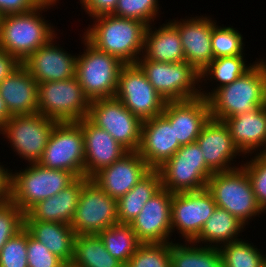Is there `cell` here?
I'll return each instance as SVG.
<instances>
[{
  "instance_id": "obj_1",
  "label": "cell",
  "mask_w": 266,
  "mask_h": 267,
  "mask_svg": "<svg viewBox=\"0 0 266 267\" xmlns=\"http://www.w3.org/2000/svg\"><path fill=\"white\" fill-rule=\"evenodd\" d=\"M83 37L100 51L117 57L124 64H136L143 53L147 25L141 21L102 14L90 18Z\"/></svg>"
},
{
  "instance_id": "obj_2",
  "label": "cell",
  "mask_w": 266,
  "mask_h": 267,
  "mask_svg": "<svg viewBox=\"0 0 266 267\" xmlns=\"http://www.w3.org/2000/svg\"><path fill=\"white\" fill-rule=\"evenodd\" d=\"M49 9H54V6L40 4L30 12L1 16L0 49L23 63L34 51L47 44L58 35L53 23L42 15Z\"/></svg>"
},
{
  "instance_id": "obj_3",
  "label": "cell",
  "mask_w": 266,
  "mask_h": 267,
  "mask_svg": "<svg viewBox=\"0 0 266 267\" xmlns=\"http://www.w3.org/2000/svg\"><path fill=\"white\" fill-rule=\"evenodd\" d=\"M260 58L242 76L220 87L207 99L211 119L223 121L264 106L265 59Z\"/></svg>"
},
{
  "instance_id": "obj_4",
  "label": "cell",
  "mask_w": 266,
  "mask_h": 267,
  "mask_svg": "<svg viewBox=\"0 0 266 267\" xmlns=\"http://www.w3.org/2000/svg\"><path fill=\"white\" fill-rule=\"evenodd\" d=\"M29 165V166H28ZM13 172L11 170L10 196L12 201L24 214L35 204L58 194L77 177L70 171L49 169L38 163Z\"/></svg>"
},
{
  "instance_id": "obj_5",
  "label": "cell",
  "mask_w": 266,
  "mask_h": 267,
  "mask_svg": "<svg viewBox=\"0 0 266 267\" xmlns=\"http://www.w3.org/2000/svg\"><path fill=\"white\" fill-rule=\"evenodd\" d=\"M206 188L213 196L217 207L225 209L247 226L252 220L260 217V214H266L256 200L243 166L213 173Z\"/></svg>"
},
{
  "instance_id": "obj_6",
  "label": "cell",
  "mask_w": 266,
  "mask_h": 267,
  "mask_svg": "<svg viewBox=\"0 0 266 267\" xmlns=\"http://www.w3.org/2000/svg\"><path fill=\"white\" fill-rule=\"evenodd\" d=\"M82 38L85 47L77 54L76 77L85 95L90 101L115 97L119 72L124 63L95 48L83 35Z\"/></svg>"
},
{
  "instance_id": "obj_7",
  "label": "cell",
  "mask_w": 266,
  "mask_h": 267,
  "mask_svg": "<svg viewBox=\"0 0 266 267\" xmlns=\"http://www.w3.org/2000/svg\"><path fill=\"white\" fill-rule=\"evenodd\" d=\"M38 113L62 122H78L88 116L91 101L77 77L38 84Z\"/></svg>"
},
{
  "instance_id": "obj_8",
  "label": "cell",
  "mask_w": 266,
  "mask_h": 267,
  "mask_svg": "<svg viewBox=\"0 0 266 267\" xmlns=\"http://www.w3.org/2000/svg\"><path fill=\"white\" fill-rule=\"evenodd\" d=\"M136 64L166 101L187 100L201 96L200 73L186 61L155 62L141 55Z\"/></svg>"
},
{
  "instance_id": "obj_9",
  "label": "cell",
  "mask_w": 266,
  "mask_h": 267,
  "mask_svg": "<svg viewBox=\"0 0 266 267\" xmlns=\"http://www.w3.org/2000/svg\"><path fill=\"white\" fill-rule=\"evenodd\" d=\"M157 170L160 172L162 188L173 193L205 189L214 173L206 165L197 142L182 145Z\"/></svg>"
},
{
  "instance_id": "obj_10",
  "label": "cell",
  "mask_w": 266,
  "mask_h": 267,
  "mask_svg": "<svg viewBox=\"0 0 266 267\" xmlns=\"http://www.w3.org/2000/svg\"><path fill=\"white\" fill-rule=\"evenodd\" d=\"M57 123L39 113L12 116L0 129V135L9 141V146L20 160L28 164L37 163Z\"/></svg>"
},
{
  "instance_id": "obj_11",
  "label": "cell",
  "mask_w": 266,
  "mask_h": 267,
  "mask_svg": "<svg viewBox=\"0 0 266 267\" xmlns=\"http://www.w3.org/2000/svg\"><path fill=\"white\" fill-rule=\"evenodd\" d=\"M38 164L84 176V135L78 122L57 123Z\"/></svg>"
},
{
  "instance_id": "obj_12",
  "label": "cell",
  "mask_w": 266,
  "mask_h": 267,
  "mask_svg": "<svg viewBox=\"0 0 266 267\" xmlns=\"http://www.w3.org/2000/svg\"><path fill=\"white\" fill-rule=\"evenodd\" d=\"M117 224V200L105 193L91 178H87L71 223L75 235L99 234Z\"/></svg>"
},
{
  "instance_id": "obj_13",
  "label": "cell",
  "mask_w": 266,
  "mask_h": 267,
  "mask_svg": "<svg viewBox=\"0 0 266 267\" xmlns=\"http://www.w3.org/2000/svg\"><path fill=\"white\" fill-rule=\"evenodd\" d=\"M87 118L106 130L128 151H138L142 120L115 97L91 101Z\"/></svg>"
},
{
  "instance_id": "obj_14",
  "label": "cell",
  "mask_w": 266,
  "mask_h": 267,
  "mask_svg": "<svg viewBox=\"0 0 266 267\" xmlns=\"http://www.w3.org/2000/svg\"><path fill=\"white\" fill-rule=\"evenodd\" d=\"M115 98L142 121L161 115L167 103L137 64L122 66Z\"/></svg>"
},
{
  "instance_id": "obj_15",
  "label": "cell",
  "mask_w": 266,
  "mask_h": 267,
  "mask_svg": "<svg viewBox=\"0 0 266 267\" xmlns=\"http://www.w3.org/2000/svg\"><path fill=\"white\" fill-rule=\"evenodd\" d=\"M216 207L213 196L207 188L173 193L171 203L172 233L177 231L175 233H178V237H182L183 241H193Z\"/></svg>"
},
{
  "instance_id": "obj_16",
  "label": "cell",
  "mask_w": 266,
  "mask_h": 267,
  "mask_svg": "<svg viewBox=\"0 0 266 267\" xmlns=\"http://www.w3.org/2000/svg\"><path fill=\"white\" fill-rule=\"evenodd\" d=\"M172 197L173 192L161 188L129 224L141 243L175 242V239H171Z\"/></svg>"
},
{
  "instance_id": "obj_17",
  "label": "cell",
  "mask_w": 266,
  "mask_h": 267,
  "mask_svg": "<svg viewBox=\"0 0 266 267\" xmlns=\"http://www.w3.org/2000/svg\"><path fill=\"white\" fill-rule=\"evenodd\" d=\"M169 20L178 30L185 54V61L201 73L214 59L211 34L217 20L206 14Z\"/></svg>"
},
{
  "instance_id": "obj_18",
  "label": "cell",
  "mask_w": 266,
  "mask_h": 267,
  "mask_svg": "<svg viewBox=\"0 0 266 267\" xmlns=\"http://www.w3.org/2000/svg\"><path fill=\"white\" fill-rule=\"evenodd\" d=\"M55 35L47 44L34 51L21 63L39 83L66 80L76 76V53L61 47ZM64 49V50H63Z\"/></svg>"
},
{
  "instance_id": "obj_19",
  "label": "cell",
  "mask_w": 266,
  "mask_h": 267,
  "mask_svg": "<svg viewBox=\"0 0 266 267\" xmlns=\"http://www.w3.org/2000/svg\"><path fill=\"white\" fill-rule=\"evenodd\" d=\"M196 142L203 152L206 165L214 173L229 171L242 166L238 162L235 164V162L238 157L244 155L233 143L228 127L223 121L210 118L203 126Z\"/></svg>"
},
{
  "instance_id": "obj_20",
  "label": "cell",
  "mask_w": 266,
  "mask_h": 267,
  "mask_svg": "<svg viewBox=\"0 0 266 267\" xmlns=\"http://www.w3.org/2000/svg\"><path fill=\"white\" fill-rule=\"evenodd\" d=\"M162 115L174 127L175 139L181 146L196 142L203 126L211 118L209 102L202 96L167 101Z\"/></svg>"
},
{
  "instance_id": "obj_21",
  "label": "cell",
  "mask_w": 266,
  "mask_h": 267,
  "mask_svg": "<svg viewBox=\"0 0 266 267\" xmlns=\"http://www.w3.org/2000/svg\"><path fill=\"white\" fill-rule=\"evenodd\" d=\"M151 170L138 151H128L118 161L97 172L91 179L105 193L118 200Z\"/></svg>"
},
{
  "instance_id": "obj_22",
  "label": "cell",
  "mask_w": 266,
  "mask_h": 267,
  "mask_svg": "<svg viewBox=\"0 0 266 267\" xmlns=\"http://www.w3.org/2000/svg\"><path fill=\"white\" fill-rule=\"evenodd\" d=\"M180 147L174 127L162 114L142 121L138 153L151 169L161 167Z\"/></svg>"
},
{
  "instance_id": "obj_23",
  "label": "cell",
  "mask_w": 266,
  "mask_h": 267,
  "mask_svg": "<svg viewBox=\"0 0 266 267\" xmlns=\"http://www.w3.org/2000/svg\"><path fill=\"white\" fill-rule=\"evenodd\" d=\"M84 135V176L92 178L104 167L118 161L128 150L106 130L94 125L87 117L78 121Z\"/></svg>"
},
{
  "instance_id": "obj_24",
  "label": "cell",
  "mask_w": 266,
  "mask_h": 267,
  "mask_svg": "<svg viewBox=\"0 0 266 267\" xmlns=\"http://www.w3.org/2000/svg\"><path fill=\"white\" fill-rule=\"evenodd\" d=\"M38 82L21 64L0 83V96L11 116L38 113Z\"/></svg>"
},
{
  "instance_id": "obj_25",
  "label": "cell",
  "mask_w": 266,
  "mask_h": 267,
  "mask_svg": "<svg viewBox=\"0 0 266 267\" xmlns=\"http://www.w3.org/2000/svg\"><path fill=\"white\" fill-rule=\"evenodd\" d=\"M86 179L85 176L77 177L58 194L43 199L35 204L26 214H24V221L71 224Z\"/></svg>"
},
{
  "instance_id": "obj_26",
  "label": "cell",
  "mask_w": 266,
  "mask_h": 267,
  "mask_svg": "<svg viewBox=\"0 0 266 267\" xmlns=\"http://www.w3.org/2000/svg\"><path fill=\"white\" fill-rule=\"evenodd\" d=\"M233 143L244 155L259 153L266 142V108L260 106L223 120Z\"/></svg>"
},
{
  "instance_id": "obj_27",
  "label": "cell",
  "mask_w": 266,
  "mask_h": 267,
  "mask_svg": "<svg viewBox=\"0 0 266 267\" xmlns=\"http://www.w3.org/2000/svg\"><path fill=\"white\" fill-rule=\"evenodd\" d=\"M167 21L159 25L158 29L153 27L154 23L147 26L142 56L155 62L185 61L180 34L176 27Z\"/></svg>"
},
{
  "instance_id": "obj_28",
  "label": "cell",
  "mask_w": 266,
  "mask_h": 267,
  "mask_svg": "<svg viewBox=\"0 0 266 267\" xmlns=\"http://www.w3.org/2000/svg\"><path fill=\"white\" fill-rule=\"evenodd\" d=\"M24 228L38 241L42 242L50 252L65 264H71L75 233L71 224L44 221H24Z\"/></svg>"
},
{
  "instance_id": "obj_29",
  "label": "cell",
  "mask_w": 266,
  "mask_h": 267,
  "mask_svg": "<svg viewBox=\"0 0 266 267\" xmlns=\"http://www.w3.org/2000/svg\"><path fill=\"white\" fill-rule=\"evenodd\" d=\"M245 227L246 225L236 216L225 209L216 207L192 242L206 247L219 248L226 243L241 239L238 237L246 231Z\"/></svg>"
},
{
  "instance_id": "obj_30",
  "label": "cell",
  "mask_w": 266,
  "mask_h": 267,
  "mask_svg": "<svg viewBox=\"0 0 266 267\" xmlns=\"http://www.w3.org/2000/svg\"><path fill=\"white\" fill-rule=\"evenodd\" d=\"M245 58V55L214 58L200 73V95L203 98L208 99L217 89L231 84L233 81L247 72L255 62L253 61L252 63L250 62L248 64L246 63L248 61ZM209 82H211L212 85ZM206 83L207 85L210 84V86H213L214 84L217 87L214 86V88L212 87V90L211 88L207 90L210 86H204Z\"/></svg>"
},
{
  "instance_id": "obj_31",
  "label": "cell",
  "mask_w": 266,
  "mask_h": 267,
  "mask_svg": "<svg viewBox=\"0 0 266 267\" xmlns=\"http://www.w3.org/2000/svg\"><path fill=\"white\" fill-rule=\"evenodd\" d=\"M162 188L158 170H151L128 193L117 200L118 223L130 224L145 203Z\"/></svg>"
},
{
  "instance_id": "obj_32",
  "label": "cell",
  "mask_w": 266,
  "mask_h": 267,
  "mask_svg": "<svg viewBox=\"0 0 266 267\" xmlns=\"http://www.w3.org/2000/svg\"><path fill=\"white\" fill-rule=\"evenodd\" d=\"M71 264L75 267H124L106 250L98 234L75 236Z\"/></svg>"
},
{
  "instance_id": "obj_33",
  "label": "cell",
  "mask_w": 266,
  "mask_h": 267,
  "mask_svg": "<svg viewBox=\"0 0 266 267\" xmlns=\"http://www.w3.org/2000/svg\"><path fill=\"white\" fill-rule=\"evenodd\" d=\"M171 267H223L220 251L192 241L171 242Z\"/></svg>"
},
{
  "instance_id": "obj_34",
  "label": "cell",
  "mask_w": 266,
  "mask_h": 267,
  "mask_svg": "<svg viewBox=\"0 0 266 267\" xmlns=\"http://www.w3.org/2000/svg\"><path fill=\"white\" fill-rule=\"evenodd\" d=\"M106 250L124 266L142 244L129 224L113 225L99 234Z\"/></svg>"
},
{
  "instance_id": "obj_35",
  "label": "cell",
  "mask_w": 266,
  "mask_h": 267,
  "mask_svg": "<svg viewBox=\"0 0 266 267\" xmlns=\"http://www.w3.org/2000/svg\"><path fill=\"white\" fill-rule=\"evenodd\" d=\"M256 246L241 237L219 247L223 267H263L266 254Z\"/></svg>"
},
{
  "instance_id": "obj_36",
  "label": "cell",
  "mask_w": 266,
  "mask_h": 267,
  "mask_svg": "<svg viewBox=\"0 0 266 267\" xmlns=\"http://www.w3.org/2000/svg\"><path fill=\"white\" fill-rule=\"evenodd\" d=\"M243 34L233 26L216 24L212 29L211 46L214 58L247 55Z\"/></svg>"
},
{
  "instance_id": "obj_37",
  "label": "cell",
  "mask_w": 266,
  "mask_h": 267,
  "mask_svg": "<svg viewBox=\"0 0 266 267\" xmlns=\"http://www.w3.org/2000/svg\"><path fill=\"white\" fill-rule=\"evenodd\" d=\"M159 2V0H118L116 8L111 14L141 21L149 26L161 15L162 7Z\"/></svg>"
},
{
  "instance_id": "obj_38",
  "label": "cell",
  "mask_w": 266,
  "mask_h": 267,
  "mask_svg": "<svg viewBox=\"0 0 266 267\" xmlns=\"http://www.w3.org/2000/svg\"><path fill=\"white\" fill-rule=\"evenodd\" d=\"M171 242L142 243L124 267H171Z\"/></svg>"
},
{
  "instance_id": "obj_39",
  "label": "cell",
  "mask_w": 266,
  "mask_h": 267,
  "mask_svg": "<svg viewBox=\"0 0 266 267\" xmlns=\"http://www.w3.org/2000/svg\"><path fill=\"white\" fill-rule=\"evenodd\" d=\"M249 156L252 157L246 162L242 160L243 163H239L247 172L258 204L266 212V156L254 153L243 158Z\"/></svg>"
},
{
  "instance_id": "obj_40",
  "label": "cell",
  "mask_w": 266,
  "mask_h": 267,
  "mask_svg": "<svg viewBox=\"0 0 266 267\" xmlns=\"http://www.w3.org/2000/svg\"><path fill=\"white\" fill-rule=\"evenodd\" d=\"M0 267H28L27 230L24 227L0 250Z\"/></svg>"
},
{
  "instance_id": "obj_41",
  "label": "cell",
  "mask_w": 266,
  "mask_h": 267,
  "mask_svg": "<svg viewBox=\"0 0 266 267\" xmlns=\"http://www.w3.org/2000/svg\"><path fill=\"white\" fill-rule=\"evenodd\" d=\"M23 227L24 213L12 201H0V250Z\"/></svg>"
},
{
  "instance_id": "obj_42",
  "label": "cell",
  "mask_w": 266,
  "mask_h": 267,
  "mask_svg": "<svg viewBox=\"0 0 266 267\" xmlns=\"http://www.w3.org/2000/svg\"><path fill=\"white\" fill-rule=\"evenodd\" d=\"M28 267H63L65 263L27 231Z\"/></svg>"
},
{
  "instance_id": "obj_43",
  "label": "cell",
  "mask_w": 266,
  "mask_h": 267,
  "mask_svg": "<svg viewBox=\"0 0 266 267\" xmlns=\"http://www.w3.org/2000/svg\"><path fill=\"white\" fill-rule=\"evenodd\" d=\"M81 8L88 17L111 14L116 8L118 0H79Z\"/></svg>"
},
{
  "instance_id": "obj_44",
  "label": "cell",
  "mask_w": 266,
  "mask_h": 267,
  "mask_svg": "<svg viewBox=\"0 0 266 267\" xmlns=\"http://www.w3.org/2000/svg\"><path fill=\"white\" fill-rule=\"evenodd\" d=\"M40 4L37 0H0V17L8 14L30 12Z\"/></svg>"
},
{
  "instance_id": "obj_45",
  "label": "cell",
  "mask_w": 266,
  "mask_h": 267,
  "mask_svg": "<svg viewBox=\"0 0 266 267\" xmlns=\"http://www.w3.org/2000/svg\"><path fill=\"white\" fill-rule=\"evenodd\" d=\"M21 63L11 54L0 49V83L9 76Z\"/></svg>"
},
{
  "instance_id": "obj_46",
  "label": "cell",
  "mask_w": 266,
  "mask_h": 267,
  "mask_svg": "<svg viewBox=\"0 0 266 267\" xmlns=\"http://www.w3.org/2000/svg\"><path fill=\"white\" fill-rule=\"evenodd\" d=\"M0 162V201L9 200L11 169Z\"/></svg>"
},
{
  "instance_id": "obj_47",
  "label": "cell",
  "mask_w": 266,
  "mask_h": 267,
  "mask_svg": "<svg viewBox=\"0 0 266 267\" xmlns=\"http://www.w3.org/2000/svg\"><path fill=\"white\" fill-rule=\"evenodd\" d=\"M11 117L5 101L0 96V129L11 119Z\"/></svg>"
},
{
  "instance_id": "obj_48",
  "label": "cell",
  "mask_w": 266,
  "mask_h": 267,
  "mask_svg": "<svg viewBox=\"0 0 266 267\" xmlns=\"http://www.w3.org/2000/svg\"><path fill=\"white\" fill-rule=\"evenodd\" d=\"M39 1L41 4H50V5H53L55 6V8L57 7L58 8V3L60 0H37Z\"/></svg>"
},
{
  "instance_id": "obj_49",
  "label": "cell",
  "mask_w": 266,
  "mask_h": 267,
  "mask_svg": "<svg viewBox=\"0 0 266 267\" xmlns=\"http://www.w3.org/2000/svg\"><path fill=\"white\" fill-rule=\"evenodd\" d=\"M264 107L266 108V59H265V95H264Z\"/></svg>"
},
{
  "instance_id": "obj_50",
  "label": "cell",
  "mask_w": 266,
  "mask_h": 267,
  "mask_svg": "<svg viewBox=\"0 0 266 267\" xmlns=\"http://www.w3.org/2000/svg\"><path fill=\"white\" fill-rule=\"evenodd\" d=\"M259 154L266 156V142L264 144V148L259 152Z\"/></svg>"
},
{
  "instance_id": "obj_51",
  "label": "cell",
  "mask_w": 266,
  "mask_h": 267,
  "mask_svg": "<svg viewBox=\"0 0 266 267\" xmlns=\"http://www.w3.org/2000/svg\"><path fill=\"white\" fill-rule=\"evenodd\" d=\"M63 267H75L72 264H65Z\"/></svg>"
}]
</instances>
